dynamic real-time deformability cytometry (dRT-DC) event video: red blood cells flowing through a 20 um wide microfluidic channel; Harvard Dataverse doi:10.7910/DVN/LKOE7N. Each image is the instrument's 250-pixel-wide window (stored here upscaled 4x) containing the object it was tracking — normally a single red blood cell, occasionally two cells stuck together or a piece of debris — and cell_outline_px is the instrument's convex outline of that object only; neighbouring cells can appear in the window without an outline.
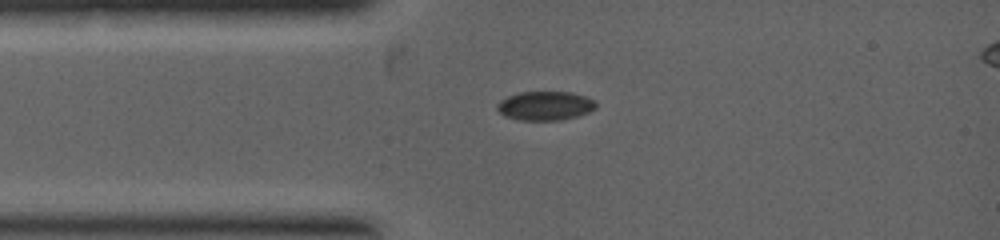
{"species": "common noctule bat (a hibernating species)", "species_latin": "Nyctalus noctula", "temperature_condition": "warm", "stored_images_in_passage": 1, "camera_frame_rate_fps": 5000, "um_per_image_px": 0.085, "animal": {"sex": "female", "body_mass_g": 19.0, "forearm_length_mm": 53.3}, "frame": {"image": 1, "passage_image": 1, "time_ms": 0.0, "image_size_px": [1000, 240], "cell_outline_px": [[596, 108], [588, 112], [576, 116], [560, 120], [520, 120], [504, 116], [496, 108], [496, 104], [500, 100], [508, 96], [520, 92], [572, 92], [596, 100]], "centroid_in_image_um": [46.33, 8.99], "position_along_channel_um": 38.7, "area_um2": 16.7}}